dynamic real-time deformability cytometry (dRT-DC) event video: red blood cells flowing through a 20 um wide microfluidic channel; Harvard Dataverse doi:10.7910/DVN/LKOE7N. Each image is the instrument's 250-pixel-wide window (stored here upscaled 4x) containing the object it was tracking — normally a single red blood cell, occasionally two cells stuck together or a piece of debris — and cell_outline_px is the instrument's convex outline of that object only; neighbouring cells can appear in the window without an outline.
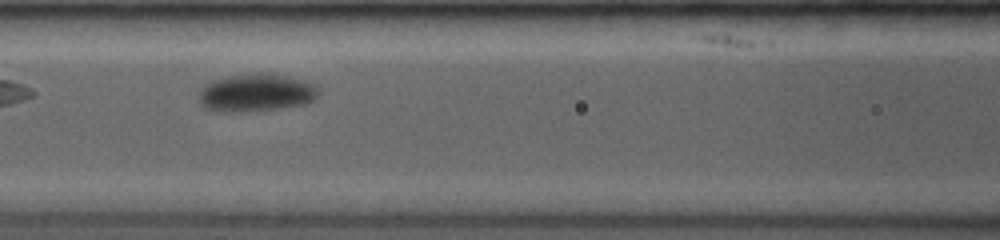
{"species": "common noctule bat (a hibernating species)", "species_latin": "Nyctalus noctula", "temperature_condition": "room temperature", "stored_images_in_passage": 6, "camera_frame_rate_fps": 3500, "um_per_image_px": 0.085, "animal": {"sex": "female", "body_mass_g": 19.0, "forearm_length_mm": 53.3}, "frame": {"image": 1, "passage_image": 4, "time_ms": 2.857, "image_size_px": [1000, 240], "cell_outline_px": [[316, 96], [312, 100], [304, 104], [280, 108], [240, 112], [216, 112], [204, 108], [200, 104], [200, 88], [212, 80], [228, 76], [252, 72], [264, 72], [288, 76], [304, 80], [312, 84], [316, 88]], "centroid_in_image_um": [21.7, 7.87], "position_along_channel_um": 144.9, "area_um2": 26.47}}